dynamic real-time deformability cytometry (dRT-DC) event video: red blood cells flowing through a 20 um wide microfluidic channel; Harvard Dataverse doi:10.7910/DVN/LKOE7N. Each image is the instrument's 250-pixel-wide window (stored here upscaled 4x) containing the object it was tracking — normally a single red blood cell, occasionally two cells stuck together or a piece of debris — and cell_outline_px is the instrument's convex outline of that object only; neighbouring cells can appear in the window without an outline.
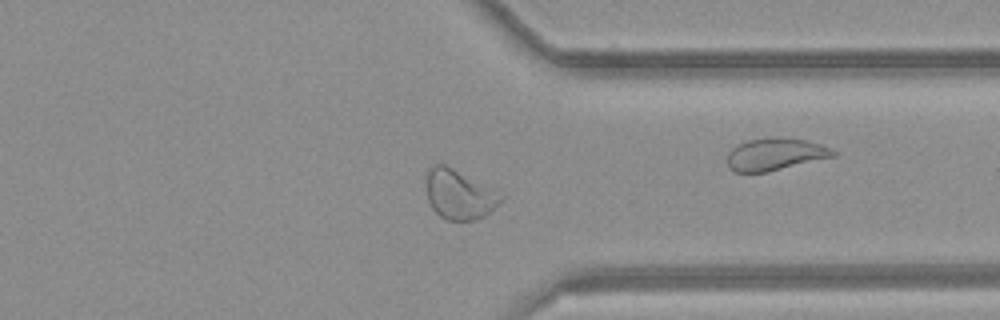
{"species": "common noctule bat (a hibernating species)", "species_latin": "Nyctalus noctula", "temperature_condition": "room temperature", "stored_images_in_passage": 35, "camera_frame_rate_fps": 3000, "um_per_image_px": 0.085, "animal": {"sex": "female", "body_mass_g": 21.9}, "frame": {"image": 1, "passage_image": 25, "time_ms": 8.0, "image_size_px": [1000, 320], "cell_outline_px": [[504, 196], [484, 216], [472, 220], [448, 220], [440, 216], [432, 208], [428, 200], [428, 168], [432, 164], [444, 164], [452, 168]], "centroid_in_image_um": [38.98, 16.54], "position_along_channel_um": 372.4, "area_um2": 20.58}, "authors_computed_cell_mechanics": {"area_um2": 20.808, "velocity_mm_per_s": 4.2295, "shape_relaxation_time_tau1_ms": 3.8556, "shape_relaxation_time_tau2_ms": 0.7582, "deformation_change_tau1": 0.1136, "deformation_change_tau2": 0.074}}